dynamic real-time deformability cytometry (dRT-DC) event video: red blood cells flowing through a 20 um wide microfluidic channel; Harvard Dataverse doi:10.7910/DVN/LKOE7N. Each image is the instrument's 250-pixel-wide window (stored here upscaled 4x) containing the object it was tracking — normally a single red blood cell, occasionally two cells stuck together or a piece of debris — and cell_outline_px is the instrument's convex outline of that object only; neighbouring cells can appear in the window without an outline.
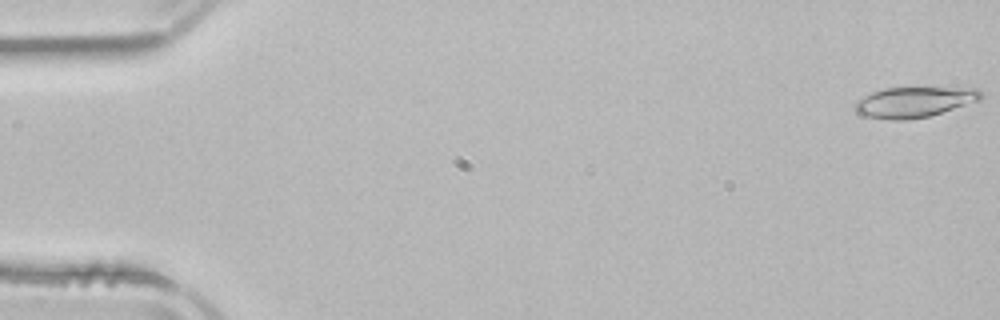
{"species": "common noctule bat (a hibernating species)", "species_latin": "Nyctalus noctula", "temperature_condition": "room temperature", "stored_images_in_passage": 52, "camera_frame_rate_fps": 3000, "um_per_image_px": 0.085, "animal": {"sex": "male", "body_mass_g": 21.5, "forearm_length_mm": 52.0}, "frame": {"image": 1, "passage_image": 1, "time_ms": 0.0, "image_size_px": [1000, 320], "cell_outline_px": [[984, 96], [980, 100], [928, 116], [908, 120], [888, 120], [860, 116], [852, 108], [856, 100], [872, 92], [884, 88], [976, 88], [984, 92]], "centroid_in_image_um": [77.65, 8.68], "position_along_channel_um": 7.3, "area_um2": 22.54}}
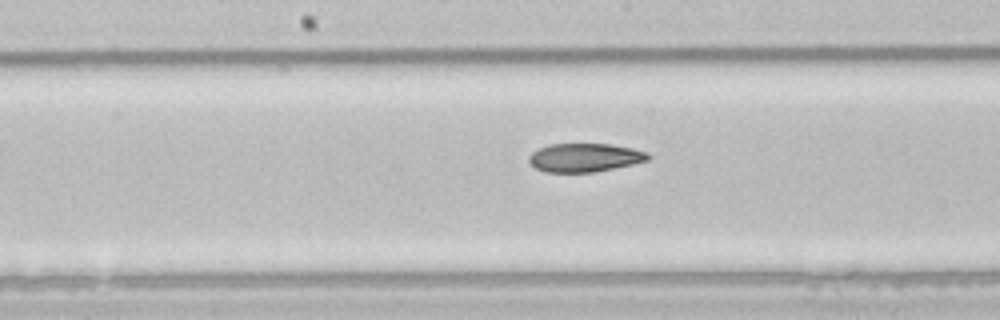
{"frame": {"image": 2, "passage_image": 27, "time_ms": 8.667, "image_size_px": [1000, 320], "cell_outline_px": [[652, 156], [648, 160], [632, 164], [592, 172], [544, 172], [536, 168], [528, 160], [528, 156], [532, 152], [548, 144], [612, 144], [632, 148], [648, 152]], "centroid_in_image_um": [49.7, 13.38], "position_along_channel_um": 198.5, "area_um2": 19.77}}
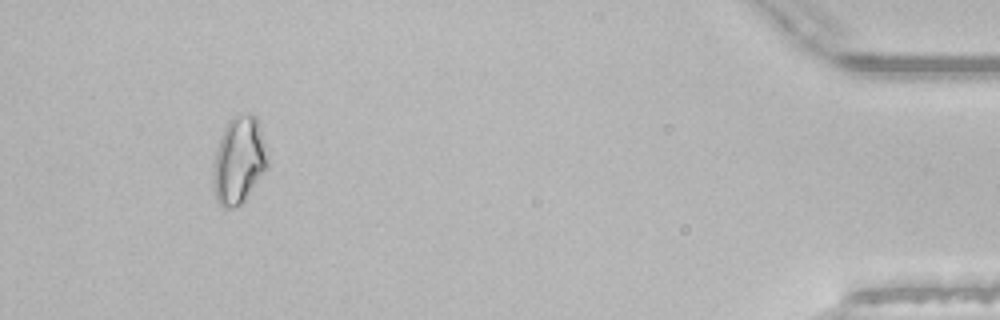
{"frame": {"image": 3, "passage_image": 49, "time_ms": 16.0, "image_size_px": [1000, 320], "cell_outline_px": [[268, 164], [244, 200], [236, 208], [224, 208], [216, 200], [212, 172], [212, 164], [220, 136], [228, 120], [236, 112], [252, 112], [256, 116], [264, 144], [268, 160]], "centroid_in_image_um": [20.26, 13.57], "position_along_channel_um": 414.9, "area_um2": 27.63}, "authors_computed_cell_mechanics": {"area_um2": 21.7617, "velocity_mm_per_s": 3.8991, "shape_relaxation_time_tau1_ms": 8.7212, "shape_relaxation_time_tau2_ms": null, "deformation_change_tau1": 0.1718, "deformation_change_tau2": null}}